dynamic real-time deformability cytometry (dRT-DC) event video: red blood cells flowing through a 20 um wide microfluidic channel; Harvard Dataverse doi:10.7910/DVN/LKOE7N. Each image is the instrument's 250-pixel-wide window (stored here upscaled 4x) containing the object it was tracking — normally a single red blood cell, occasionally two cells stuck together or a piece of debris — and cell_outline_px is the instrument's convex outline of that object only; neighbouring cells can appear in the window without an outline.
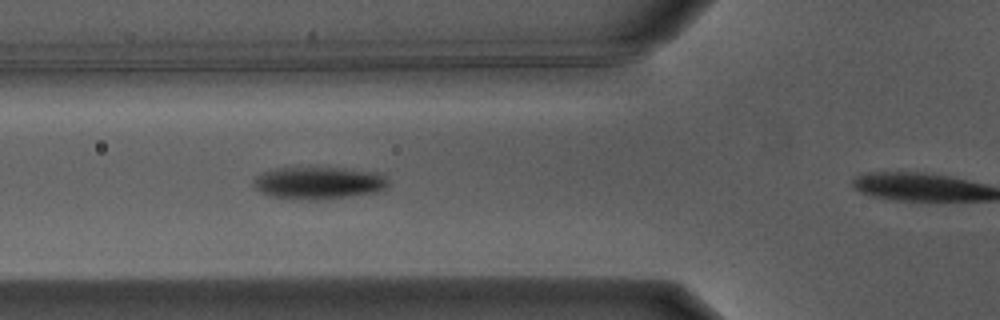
{"species": "Egyptian fruit bat (a non-hibernating species)", "species_latin": "Rousettus aegyptiacus", "temperature_condition": "warm", "stored_images_in_passage": 4, "camera_frame_rate_fps": 3000, "um_per_image_px": 0.085, "animal": {"sex": "male"}, "frame": {"image": 1, "passage_image": 3, "time_ms": 0.667, "image_size_px": [1000, 320], "cell_outline_px": [[388, 184], [384, 188], [372, 192], [348, 196], [320, 200], [308, 200], [268, 196], [260, 192], [252, 184], [252, 180], [256, 176], [264, 172], [276, 168], [344, 168], [380, 172], [388, 180]], "centroid_in_image_um": [27.04, 15.54], "position_along_channel_um": 98.8, "area_um2": 25.32}}